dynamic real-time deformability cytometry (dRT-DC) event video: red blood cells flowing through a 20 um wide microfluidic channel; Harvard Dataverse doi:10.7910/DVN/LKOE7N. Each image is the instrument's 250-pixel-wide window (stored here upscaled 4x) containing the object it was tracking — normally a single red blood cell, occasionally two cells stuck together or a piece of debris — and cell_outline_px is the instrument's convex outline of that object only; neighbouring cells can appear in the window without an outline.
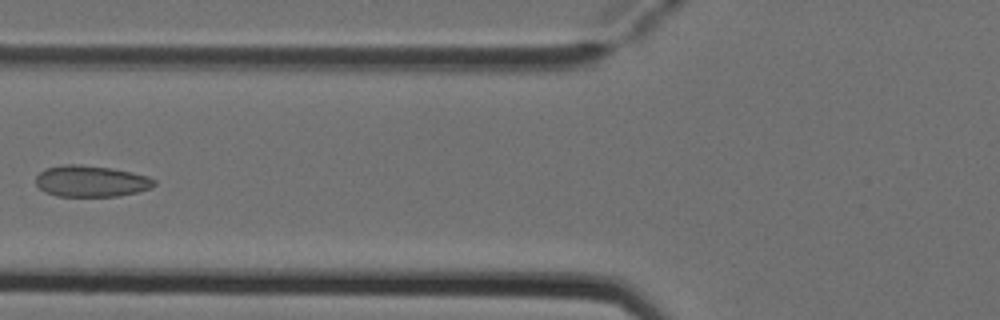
{"species": "Egyptian fruit bat (a non-hibernating species)", "species_latin": "Rousettus aegyptiacus", "temperature_condition": "cold", "stored_images_in_passage": 5, "camera_frame_rate_fps": 3000, "um_per_image_px": 0.085, "animal": {"sex": "female"}, "frame": {"image": 1, "passage_image": 4, "time_ms": 1.0, "image_size_px": [1000, 320], "cell_outline_px": [[156, 184], [152, 188], [136, 192], [116, 196], [56, 196], [44, 192], [36, 184], [36, 176], [44, 168], [64, 164], [80, 164], [112, 168], [132, 172], [148, 176], [156, 180]], "centroid_in_image_um": [7.73, 15.39], "position_along_channel_um": 118.1, "area_um2": 21.79}}
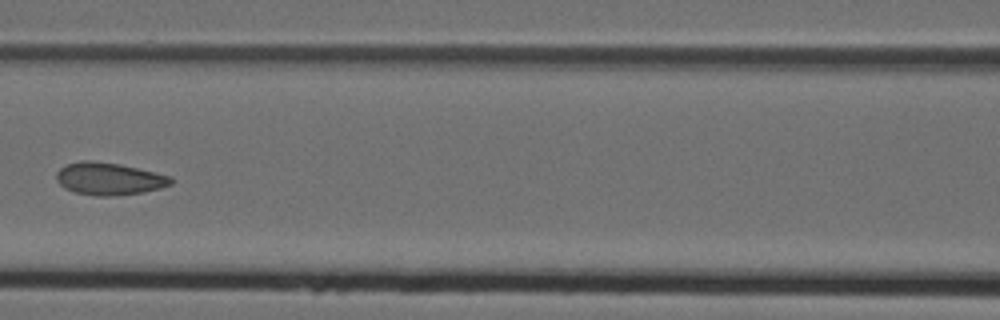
{"frame": {"image": 2, "passage_image": 5, "time_ms": 1.333, "image_size_px": [1000, 320], "cell_outline_px": [[172, 184], [160, 188], [144, 192], [112, 196], [96, 196], [76, 192], [64, 188], [56, 180], [56, 172], [60, 168], [68, 164], [80, 160], [92, 160], [120, 164], [156, 172], [172, 176]], "centroid_in_image_um": [9.27, 15.19], "position_along_channel_um": 157.3, "area_um2": 21.73}}